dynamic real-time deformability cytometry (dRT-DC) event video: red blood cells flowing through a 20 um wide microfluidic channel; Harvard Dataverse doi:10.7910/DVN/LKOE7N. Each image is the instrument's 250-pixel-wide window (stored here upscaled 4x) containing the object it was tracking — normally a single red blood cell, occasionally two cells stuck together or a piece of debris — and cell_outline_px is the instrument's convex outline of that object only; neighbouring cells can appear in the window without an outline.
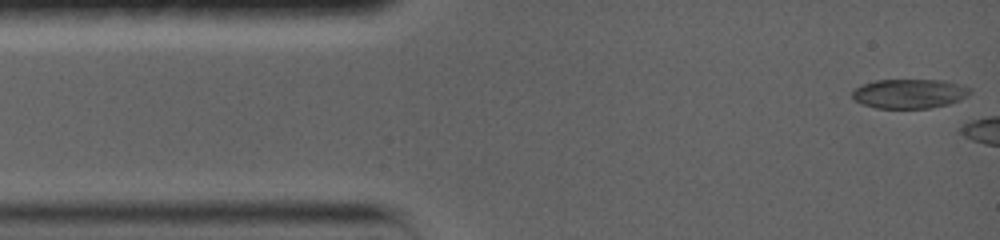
{"species": "common noctule bat (a hibernating species)", "species_latin": "Nyctalus noctula", "temperature_condition": "warm", "stored_images_in_passage": 31, "camera_frame_rate_fps": 5000, "um_per_image_px": 0.085, "animal": {"sex": "female", "body_mass_g": 19.0, "forearm_length_mm": 56.7}, "frame": {"image": 1, "passage_image": 1, "time_ms": 0.0, "image_size_px": [1000, 240], "cell_outline_px": [[972, 92], [968, 96], [960, 100], [948, 104], [928, 108], [876, 108], [860, 104], [852, 100], [852, 92], [856, 88], [864, 84], [876, 80], [944, 80], [968, 88]], "centroid_in_image_um": [77.26, 7.97], "position_along_channel_um": 7.7, "area_um2": 20.11}}
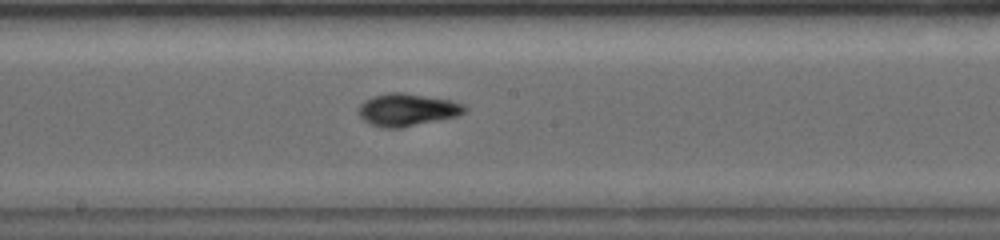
{"frame": {"image": 2, "passage_image": 17, "time_ms": 7.4, "image_size_px": [1000, 240], "cell_outline_px": [[468, 108], [460, 116], [400, 128], [384, 128], [368, 124], [360, 116], [360, 104], [364, 100], [372, 96], [388, 92], [404, 92], [448, 100], [464, 104]], "centroid_in_image_um": [34.61, 9.33], "position_along_channel_um": 213.6, "area_um2": 20.17}}
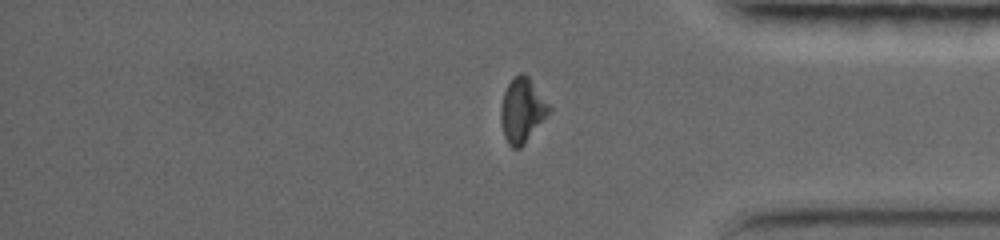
{"frame": {"image": 3, "passage_image": 30, "time_ms": 12.4, "image_size_px": [1000, 240], "cell_outline_px": [[552, 108], [524, 144], [520, 148], [512, 148], [508, 144], [504, 136], [500, 120], [500, 108], [504, 92], [508, 84], [520, 72], [524, 72], [528, 76]], "centroid_in_image_um": [44.36, 9.38], "position_along_channel_um": 390.8, "area_um2": 17.86}}